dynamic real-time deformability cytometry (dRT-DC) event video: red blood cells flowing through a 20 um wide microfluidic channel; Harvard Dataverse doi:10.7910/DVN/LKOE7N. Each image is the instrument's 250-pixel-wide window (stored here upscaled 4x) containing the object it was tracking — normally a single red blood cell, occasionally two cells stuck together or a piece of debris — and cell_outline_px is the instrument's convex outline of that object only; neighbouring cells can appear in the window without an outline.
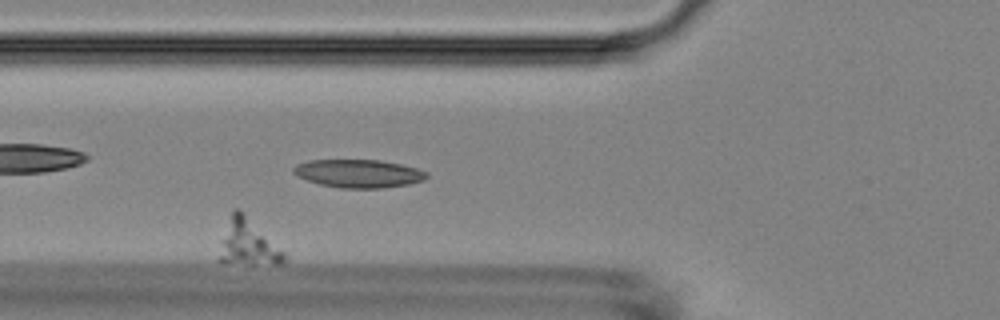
{"species": "Egyptian fruit bat (a non-hibernating species)", "species_latin": "Rousettus aegyptiacus", "temperature_condition": "room temperature", "stored_images_in_passage": 48, "camera_frame_rate_fps": 3000, "um_per_image_px": 0.085, "animal": {"sex": "female"}, "frame": {"image": 1, "passage_image": 8, "time_ms": 2.333, "image_size_px": [1000, 320], "cell_outline_px": [[288, 256], [284, 264], [224, 264], [216, 260], [232, 208], [240, 208]], "centroid_in_image_um": [21.06, 20.67], "position_along_channel_um": 104.7, "area_um2": 17.57}}
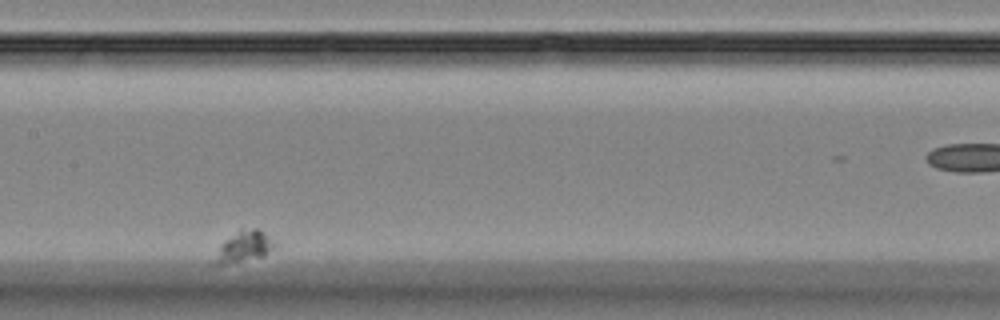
{"frame": {"image": 2, "passage_image": 21, "time_ms": 6.667, "image_size_px": [1000, 320], "cell_outline_px": [[272, 244], [264, 256], [224, 264], [216, 264], [216, 260], [220, 244], [224, 240], [240, 228], [256, 228], [264, 232], [268, 236]], "centroid_in_image_um": [20.7, 20.91], "position_along_channel_um": 186.7, "area_um2": 10.17}}
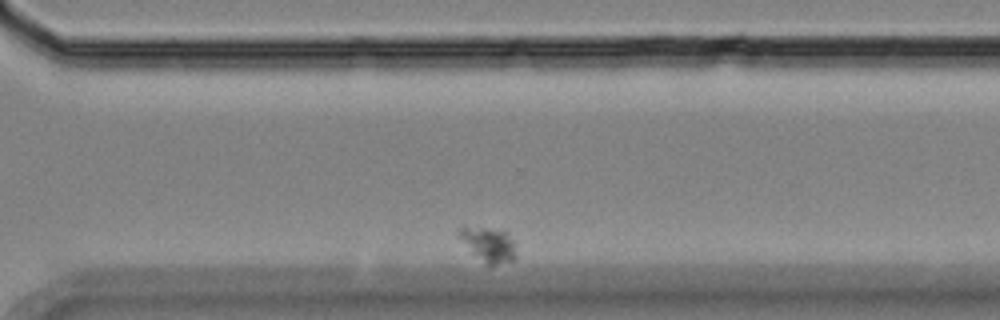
{"frame": {"image": 3, "passage_image": 42, "time_ms": 13.667, "image_size_px": [1000, 320], "cell_outline_px": [[516, 260], [496, 264], [484, 264], [472, 252], [460, 236], [460, 228], [464, 224], [508, 232], [516, 244]], "centroid_in_image_um": [41.59, 20.76], "position_along_channel_um": 329.0, "area_um2": 11.5}}